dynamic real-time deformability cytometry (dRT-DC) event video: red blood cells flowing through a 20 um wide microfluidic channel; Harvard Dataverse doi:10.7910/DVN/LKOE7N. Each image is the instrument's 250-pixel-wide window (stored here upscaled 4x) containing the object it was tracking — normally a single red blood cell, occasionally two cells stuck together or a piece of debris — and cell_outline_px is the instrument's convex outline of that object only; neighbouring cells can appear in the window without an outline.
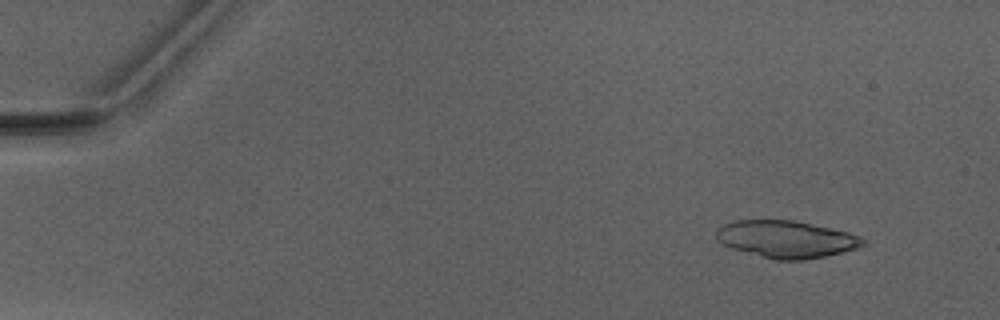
{"species": "Egyptian fruit bat (a non-hibernating species)", "species_latin": "Rousettus aegyptiacus", "temperature_condition": "warm", "stored_images_in_passage": 5, "camera_frame_rate_fps": 3000, "um_per_image_px": 0.085, "animal": {"sex": "male"}, "frame": {"image": 1, "passage_image": 2, "time_ms": 1.0, "image_size_px": [1000, 320], "cell_outline_px": [[864, 244], [856, 248], [828, 256], [804, 260], [776, 260], [732, 248], [716, 240], [716, 228], [724, 224], [736, 220], [792, 220], [848, 232], [860, 236], [864, 240]], "centroid_in_image_um": [66.81, 20.33], "position_along_channel_um": 18.2, "area_um2": 31.56}}